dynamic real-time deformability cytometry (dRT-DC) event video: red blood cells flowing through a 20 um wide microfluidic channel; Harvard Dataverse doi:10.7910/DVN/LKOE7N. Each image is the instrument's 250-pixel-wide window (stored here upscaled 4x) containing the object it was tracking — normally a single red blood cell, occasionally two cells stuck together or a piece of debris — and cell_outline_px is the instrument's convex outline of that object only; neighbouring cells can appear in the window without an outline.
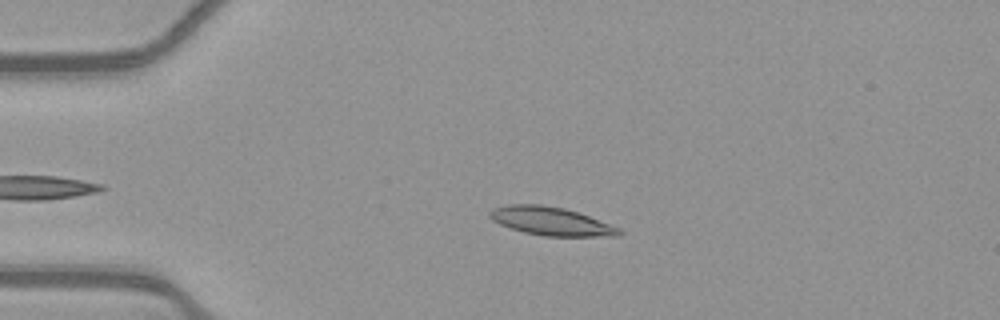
{"species": "common noctule bat (a hibernating species)", "species_latin": "Nyctalus noctula", "temperature_condition": "warm", "stored_images_in_passage": 42, "camera_frame_rate_fps": 3000, "um_per_image_px": 0.085, "animal": {"sex": "female", "body_mass_g": 21.9}, "frame": {"image": 1, "passage_image": 7, "time_ms": 2.0, "image_size_px": [1000, 320], "cell_outline_px": [[624, 232], [620, 236], [544, 236], [524, 232], [500, 224], [492, 220], [488, 216], [488, 212], [492, 208], [508, 204], [540, 204], [564, 208], [588, 216], [620, 228]], "centroid_in_image_um": [46.81, 18.8], "position_along_channel_um": 38.2, "area_um2": 21.33}}
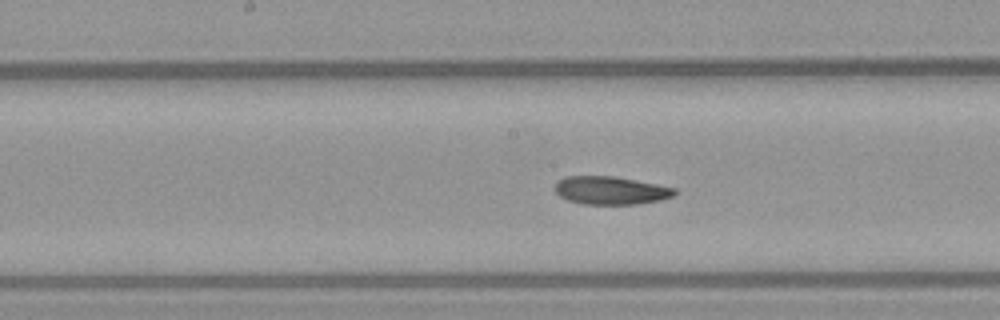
{"frame": {"image": 2, "passage_image": 22, "time_ms": 7.0, "image_size_px": [1000, 320], "cell_outline_px": [[676, 192], [672, 196], [660, 200], [636, 204], [584, 204], [568, 200], [560, 196], [552, 188], [556, 180], [564, 176], [612, 176], [656, 184], [676, 188]], "centroid_in_image_um": [51.84, 16.18], "position_along_channel_um": 196.4, "area_um2": 19.59}}
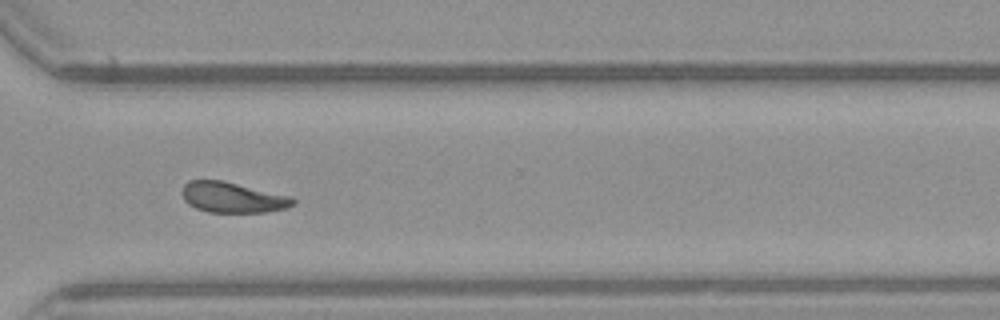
{"frame": {"image": 3, "passage_image": 34, "time_ms": 11.0, "image_size_px": [1000, 320], "cell_outline_px": [[296, 204], [284, 208], [264, 212], [208, 212], [196, 208], [188, 204], [184, 200], [180, 192], [184, 184], [188, 180], [224, 180], [292, 196], [296, 200]], "centroid_in_image_um": [19.76, 16.76], "position_along_channel_um": 350.8, "area_um2": 20.0}, "authors_computed_cell_mechanics": {"area_um2": 19.9988, "velocity_mm_per_s": 3.8798, "shape_relaxation_time_tau1_ms": null, "shape_relaxation_time_tau2_ms": 4.929, "deformation_change_tau1": null, "deformation_change_tau2": 0.1246}}